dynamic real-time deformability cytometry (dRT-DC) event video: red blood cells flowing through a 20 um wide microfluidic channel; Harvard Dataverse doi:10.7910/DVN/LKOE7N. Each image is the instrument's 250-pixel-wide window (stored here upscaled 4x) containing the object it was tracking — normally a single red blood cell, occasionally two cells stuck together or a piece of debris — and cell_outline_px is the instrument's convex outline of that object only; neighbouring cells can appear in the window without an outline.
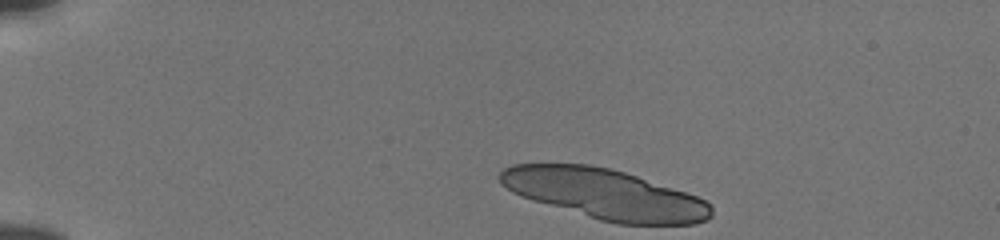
{"species": "human", "species_latin": "Homo sapiens", "temperature_condition": "cold", "stored_images_in_passage": 10, "camera_frame_rate_fps": 3000, "um_per_image_px": 0.085, "donor": {"sex": "male"}, "frame": {"image": 1, "passage_image": 1, "time_ms": 0.0, "image_size_px": [1000, 240], "cell_outline_px": [[712, 216], [708, 220], [696, 224], [616, 224], [600, 220], [532, 200], [512, 192], [500, 184], [500, 172], [504, 168], [512, 164], [588, 164], [612, 168], [696, 196], [712, 204]], "centroid_in_image_um": [51.41, 16.5], "position_along_channel_um": 33.6, "area_um2": 61.56}}